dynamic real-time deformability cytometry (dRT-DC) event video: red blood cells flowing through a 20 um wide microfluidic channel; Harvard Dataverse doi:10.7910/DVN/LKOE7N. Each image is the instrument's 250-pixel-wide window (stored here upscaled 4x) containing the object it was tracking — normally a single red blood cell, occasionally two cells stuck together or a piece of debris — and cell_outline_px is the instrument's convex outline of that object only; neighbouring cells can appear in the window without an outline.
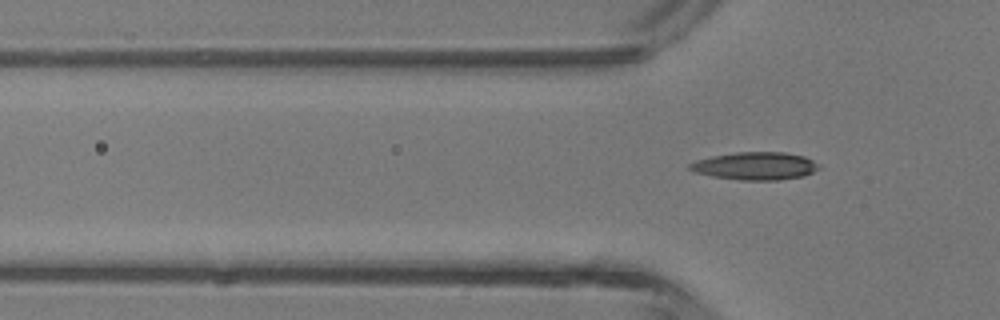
{"species": "common noctule bat (a hibernating species)", "species_latin": "Nyctalus noctula", "temperature_condition": "room temperature", "stored_images_in_passage": 5, "camera_frame_rate_fps": 3000, "um_per_image_px": 0.085, "animal": {"sex": "male", "body_mass_g": 13.3}, "frame": {"image": 1, "passage_image": 5, "time_ms": 5.667, "image_size_px": [1000, 320], "cell_outline_px": [[820, 168], [804, 176], [780, 180], [740, 180], [712, 176], [696, 172], [688, 168], [688, 164], [696, 160], [712, 156], [736, 152], [784, 152], [804, 156], [820, 164]], "centroid_in_image_um": [64.21, 14.1], "position_along_channel_um": 61.6, "area_um2": 20.92}}